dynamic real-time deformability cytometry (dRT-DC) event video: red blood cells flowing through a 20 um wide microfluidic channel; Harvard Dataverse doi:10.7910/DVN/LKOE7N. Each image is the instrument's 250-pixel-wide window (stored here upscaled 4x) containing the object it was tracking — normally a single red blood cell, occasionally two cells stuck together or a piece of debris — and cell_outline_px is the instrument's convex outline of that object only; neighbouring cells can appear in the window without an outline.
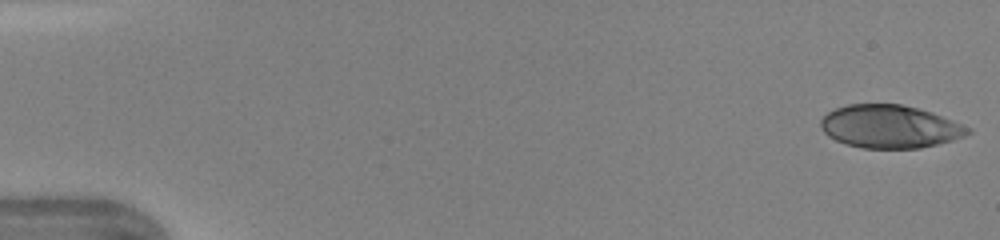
{"species": "human", "species_latin": "Homo sapiens", "temperature_condition": "warm", "stored_images_in_passage": 46, "camera_frame_rate_fps": 3000, "um_per_image_px": 0.085, "donor": {"sex": "female"}, "frame": {"image": 1, "passage_image": 1, "time_ms": 0.0, "image_size_px": [1000, 240], "cell_outline_px": [[972, 132], [964, 136], [952, 140], [920, 148], [864, 148], [848, 144], [836, 140], [828, 136], [820, 128], [820, 120], [828, 112], [836, 108], [848, 104], [900, 104], [932, 112], [972, 128]], "centroid_in_image_um": [75.63, 10.75], "position_along_channel_um": 9.4, "area_um2": 36.7}}
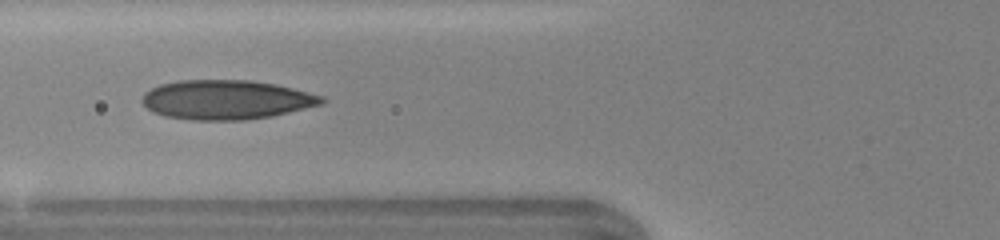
{"frame": {"image": 2, "passage_image": 18, "time_ms": 5.667, "image_size_px": [1000, 240], "cell_outline_px": [[328, 100], [324, 104], [272, 116], [244, 120], [192, 120], [164, 116], [152, 112], [140, 100], [144, 92], [160, 84], [180, 80], [252, 80], [276, 84], [324, 96]], "centroid_in_image_um": [19.25, 8.48], "position_along_channel_um": 106.6, "area_um2": 41.5}}
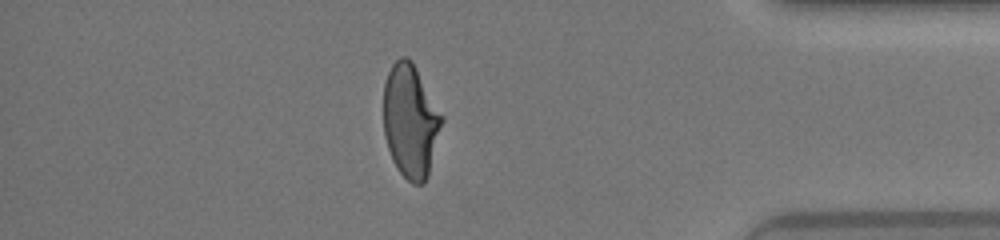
{"frame": {"image": 3, "passage_image": 40, "time_ms": 13.0, "image_size_px": [1000, 240], "cell_outline_px": [[444, 120], [428, 176], [424, 184], [412, 184], [396, 168], [392, 160], [384, 136], [384, 84], [388, 72], [392, 64], [400, 56], [404, 56], [412, 60], [444, 116]], "centroid_in_image_um": [34.91, 10.28], "position_along_channel_um": 400.3, "area_um2": 38.9}, "authors_computed_cell_mechanics": {"area_um2": 39.015, "velocity_mm_per_s": 4.388, "shape_relaxation_time_tau1_ms": 5.2689, "shape_relaxation_time_tau2_ms": 0.9985, "deformation_change_tau1": 0.2172, "deformation_change_tau2": 0.0947}}